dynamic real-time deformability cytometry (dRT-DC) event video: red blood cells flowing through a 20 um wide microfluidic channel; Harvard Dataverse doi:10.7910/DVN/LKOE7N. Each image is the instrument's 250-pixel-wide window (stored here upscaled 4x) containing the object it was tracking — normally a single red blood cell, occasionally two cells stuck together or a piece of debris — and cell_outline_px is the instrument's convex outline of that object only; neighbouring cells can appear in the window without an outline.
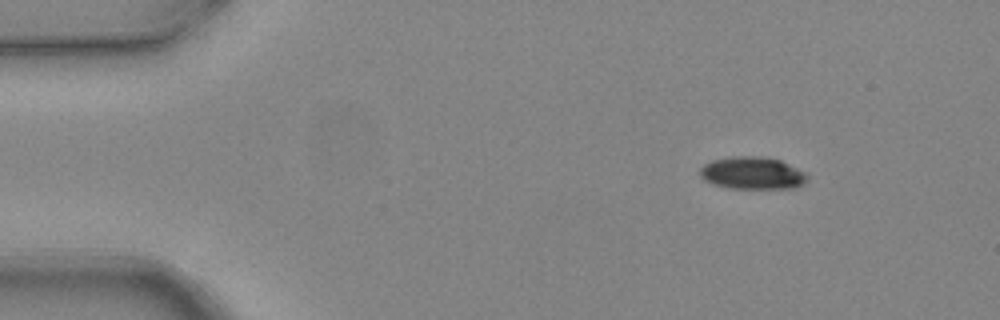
{"species": "common noctule bat (a hibernating species)", "species_latin": "Nyctalus noctula", "temperature_condition": "warm", "stored_images_in_passage": 5, "camera_frame_rate_fps": 3000, "um_per_image_px": 0.085, "animal": {"sex": "female", "body_mass_g": 24.6, "forearm_length_mm": 56.2}, "frame": {"image": 1, "passage_image": 1, "time_ms": 0.0, "image_size_px": [1000, 320], "cell_outline_px": [[808, 180], [804, 184], [792, 188], [728, 188], [712, 184], [704, 180], [700, 176], [700, 168], [704, 164], [712, 160], [732, 156], [760, 156], [780, 160], [804, 172], [808, 176]], "centroid_in_image_um": [63.93, 14.71], "position_along_channel_um": 21.1, "area_um2": 20.29}}
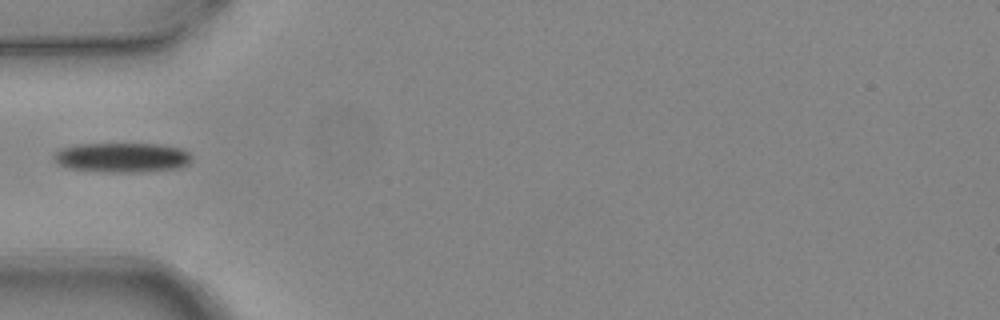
{"frame": {"image": 2, "passage_image": 4, "time_ms": 1.0, "image_size_px": [1000, 320], "cell_outline_px": [[192, 160], [188, 164], [180, 168], [144, 172], [100, 172], [68, 168], [52, 160], [52, 156], [60, 148], [76, 144], [160, 144], [180, 148], [188, 152], [192, 156]], "centroid_in_image_um": [10.37, 13.39], "position_along_channel_um": 74.6, "area_um2": 24.16}}
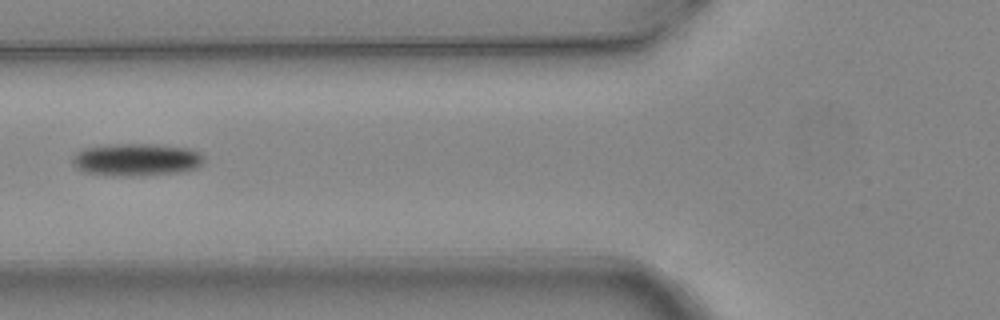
{"frame": {"image": 3, "passage_image": 5, "time_ms": 1.333, "image_size_px": [1000, 320], "cell_outline_px": [[204, 160], [196, 168], [184, 172], [132, 176], [112, 176], [80, 172], [72, 164], [72, 156], [76, 152], [84, 148], [108, 144], [160, 144], [192, 148], [200, 152], [204, 156]], "centroid_in_image_um": [11.58, 13.57], "position_along_channel_um": 114.2, "area_um2": 25.55}}